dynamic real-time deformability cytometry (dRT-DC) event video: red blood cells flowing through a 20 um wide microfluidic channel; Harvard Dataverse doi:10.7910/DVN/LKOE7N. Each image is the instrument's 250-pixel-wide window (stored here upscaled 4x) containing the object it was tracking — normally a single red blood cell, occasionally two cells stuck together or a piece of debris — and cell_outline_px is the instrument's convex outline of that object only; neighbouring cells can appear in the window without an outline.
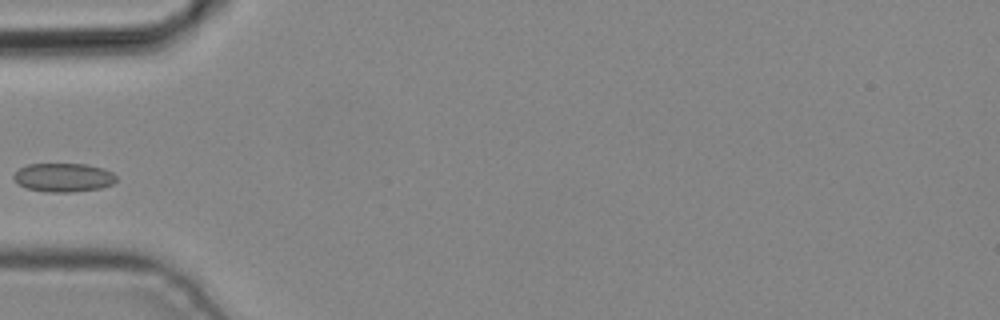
{"species": "common noctule bat (a hibernating species)", "species_latin": "Nyctalus noctula", "temperature_condition": "cold", "stored_images_in_passage": 2, "camera_frame_rate_fps": 3000, "um_per_image_px": 0.085, "animal": {"sex": "male", "body_mass_g": 19.2, "forearm_length_mm": 51.8}, "frame": {"image": 1, "passage_image": 2, "time_ms": 0.333, "image_size_px": [1000, 320], "cell_outline_px": [[116, 180], [112, 184], [100, 188], [72, 192], [48, 192], [28, 188], [20, 184], [12, 176], [20, 168], [28, 164], [84, 164], [104, 168], [112, 172], [116, 176]], "centroid_in_image_um": [5.42, 15.08], "position_along_channel_um": 79.6, "area_um2": 16.99}}